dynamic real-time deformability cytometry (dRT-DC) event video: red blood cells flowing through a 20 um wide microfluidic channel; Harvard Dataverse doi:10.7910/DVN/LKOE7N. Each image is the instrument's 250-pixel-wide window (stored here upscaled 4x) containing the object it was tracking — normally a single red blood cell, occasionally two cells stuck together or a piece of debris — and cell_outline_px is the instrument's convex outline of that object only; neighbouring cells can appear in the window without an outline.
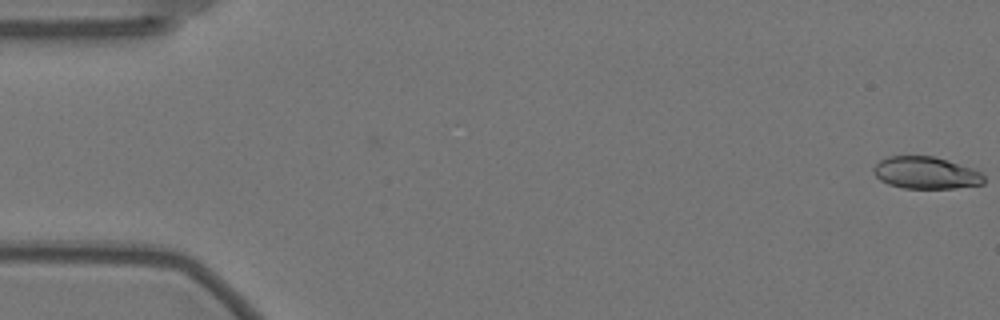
{"species": "Egyptian fruit bat (a non-hibernating species)", "species_latin": "Rousettus aegyptiacus", "temperature_condition": "warm", "stored_images_in_passage": 54, "camera_frame_rate_fps": 3000, "um_per_image_px": 0.085, "animal": {"sex": "female"}, "frame": {"image": 1, "passage_image": 1, "time_ms": 0.0, "image_size_px": [1000, 320], "cell_outline_px": [[984, 184], [952, 188], [904, 188], [888, 184], [880, 180], [872, 172], [872, 168], [880, 160], [888, 156], [932, 156], [948, 160], [976, 168], [984, 176]], "centroid_in_image_um": [78.71, 14.68], "position_along_channel_um": 6.3, "area_um2": 20.81}}
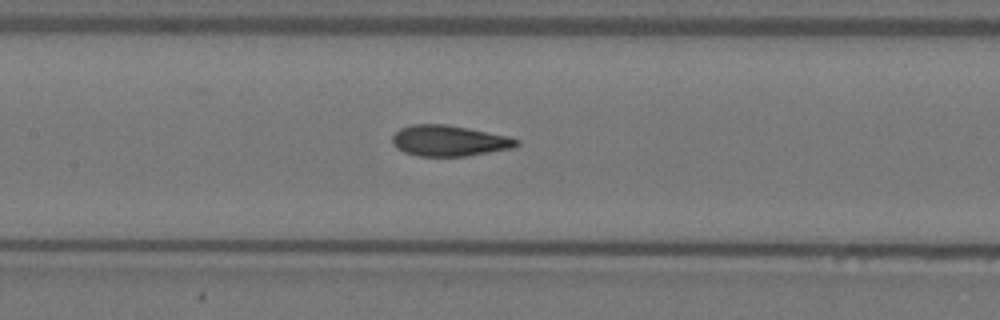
{"frame": {"image": 2, "passage_image": 27, "time_ms": 8.667, "image_size_px": [1000, 320], "cell_outline_px": [[520, 144], [512, 148], [468, 156], [420, 156], [404, 152], [396, 148], [392, 144], [392, 136], [400, 128], [412, 124], [448, 124], [508, 136], [520, 140]], "centroid_in_image_um": [38.17, 11.96], "position_along_channel_um": 169.2, "area_um2": 22.43}}
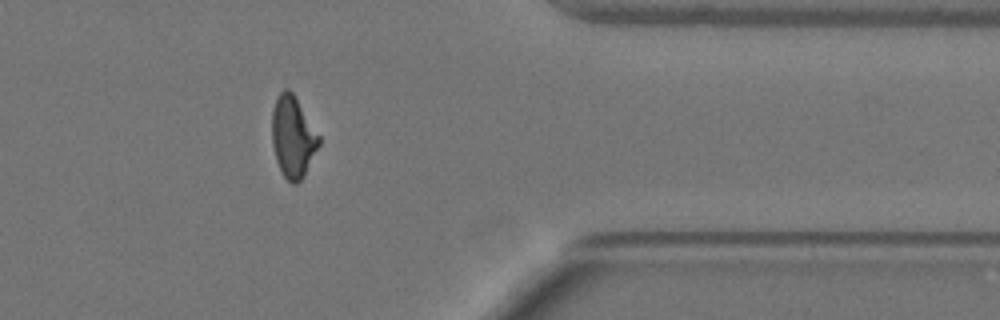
{"frame": {"image": 3, "passage_image": 47, "time_ms": 15.333, "image_size_px": [1000, 320], "cell_outline_px": [[320, 144], [304, 176], [296, 184], [292, 184], [284, 176], [276, 160], [272, 144], [272, 108], [276, 96], [284, 88], [288, 88], [292, 92], [320, 136]], "centroid_in_image_um": [24.88, 11.62], "position_along_channel_um": 386.5, "area_um2": 22.25}}